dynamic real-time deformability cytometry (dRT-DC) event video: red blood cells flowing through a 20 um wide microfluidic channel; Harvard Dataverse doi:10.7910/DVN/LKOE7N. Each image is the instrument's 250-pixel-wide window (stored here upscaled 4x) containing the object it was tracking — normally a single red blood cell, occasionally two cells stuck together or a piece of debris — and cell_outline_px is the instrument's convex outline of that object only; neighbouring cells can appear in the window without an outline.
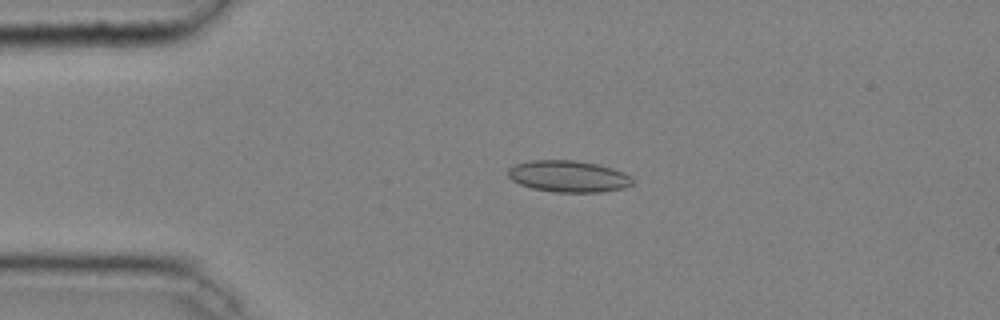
{"species": "common noctule bat (a hibernating species)", "species_latin": "Nyctalus noctula", "temperature_condition": "cold", "stored_images_in_passage": 16, "camera_frame_rate_fps": 3000, "um_per_image_px": 0.085, "animal": {"sex": "male", "body_mass_g": 20.4}, "frame": {"image": 1, "passage_image": 10, "time_ms": 3.0, "image_size_px": [1000, 320], "cell_outline_px": [[632, 184], [624, 188], [600, 192], [552, 192], [532, 188], [520, 184], [512, 180], [508, 176], [508, 168], [516, 164], [532, 160], [576, 160], [596, 164], [612, 168], [624, 172], [632, 176]], "centroid_in_image_um": [48.32, 14.99], "position_along_channel_um": 36.7, "area_um2": 22.95}}